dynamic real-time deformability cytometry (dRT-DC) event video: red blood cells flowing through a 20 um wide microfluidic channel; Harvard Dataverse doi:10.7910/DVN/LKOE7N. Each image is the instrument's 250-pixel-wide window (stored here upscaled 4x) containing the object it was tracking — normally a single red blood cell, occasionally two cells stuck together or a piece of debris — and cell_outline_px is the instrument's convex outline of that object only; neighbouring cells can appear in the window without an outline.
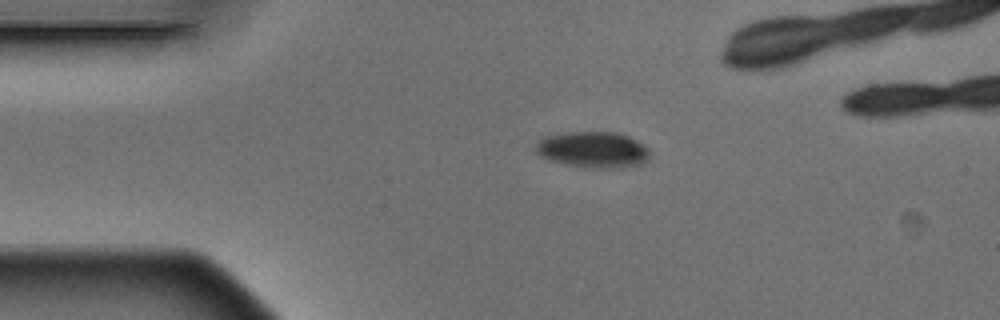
{"species": "Egyptian fruit bat (a non-hibernating species)", "species_latin": "Rousettus aegyptiacus", "temperature_condition": "warm", "stored_images_in_passage": 4, "camera_frame_rate_fps": 3000, "um_per_image_px": 0.085, "animal": {"sex": "male"}, "frame": {"image": 1, "passage_image": 2, "time_ms": 0.333, "image_size_px": [1000, 320], "cell_outline_px": [[648, 160], [644, 164], [624, 168], [592, 168], [564, 164], [548, 160], [540, 156], [536, 152], [536, 144], [544, 136], [572, 132], [616, 132], [628, 136], [636, 140], [648, 148]], "centroid_in_image_um": [50.42, 12.74], "position_along_channel_um": 34.6, "area_um2": 24.16}}